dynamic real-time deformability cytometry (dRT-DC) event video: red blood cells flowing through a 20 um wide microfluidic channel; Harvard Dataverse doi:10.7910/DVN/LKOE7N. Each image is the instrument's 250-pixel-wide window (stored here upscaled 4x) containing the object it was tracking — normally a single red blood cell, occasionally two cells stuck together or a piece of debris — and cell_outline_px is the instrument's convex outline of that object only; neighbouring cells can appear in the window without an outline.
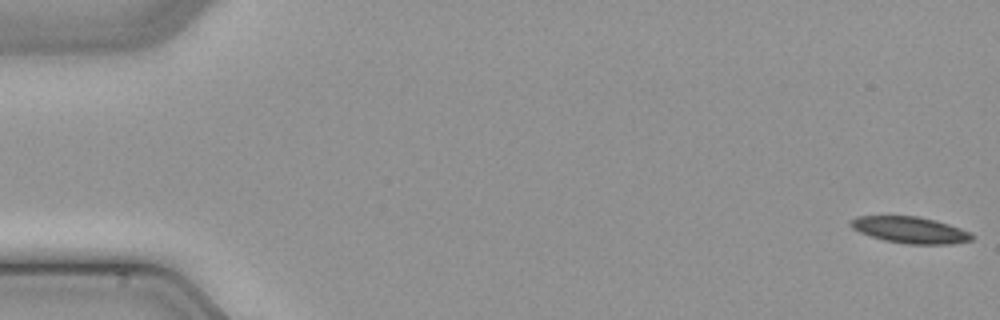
{"species": "common noctule bat (a hibernating species)", "species_latin": "Nyctalus noctula", "temperature_condition": "cold", "stored_images_in_passage": 50, "camera_frame_rate_fps": 3000, "um_per_image_px": 0.085, "animal": {"sex": "male", "body_mass_g": 21.5, "forearm_length_mm": 52.0}, "frame": {"image": 1, "passage_image": 1, "time_ms": 0.0, "image_size_px": [1000, 320], "cell_outline_px": [[972, 240], [952, 244], [908, 244], [884, 240], [860, 232], [852, 228], [848, 224], [848, 220], [856, 216], [920, 216], [936, 220], [972, 232]], "centroid_in_image_um": [77.35, 19.53], "position_along_channel_um": 7.7, "area_um2": 18.79}}
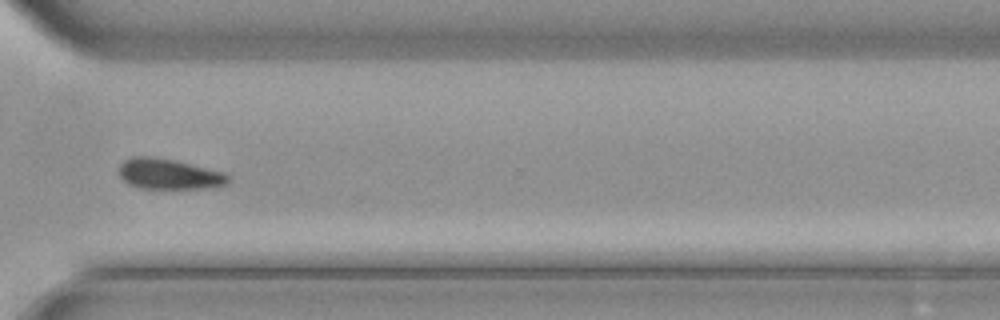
{"frame": {"image": 2, "passage_image": 37, "time_ms": 12.0, "image_size_px": [1000, 320], "cell_outline_px": [[232, 180], [228, 184], [212, 188], [140, 188], [128, 184], [116, 172], [120, 164], [124, 160], [132, 156], [152, 156], [172, 160], [224, 172], [232, 176]], "centroid_in_image_um": [14.37, 14.8], "position_along_channel_um": 356.2, "area_um2": 19.65}}
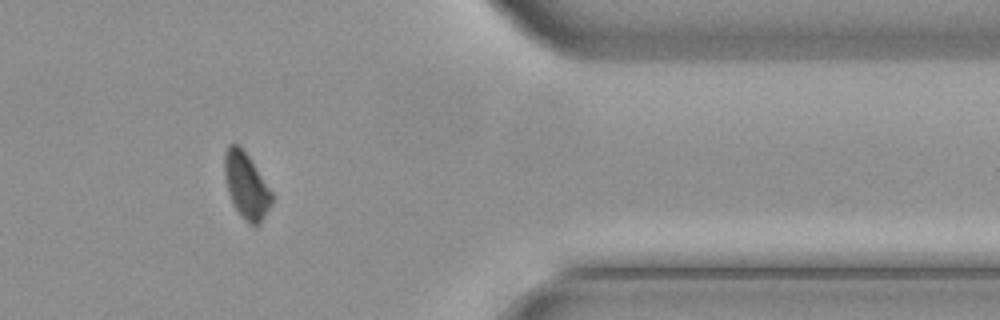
{"frame": {"image": 3, "passage_image": 41, "time_ms": 13.333, "image_size_px": [1000, 320], "cell_outline_px": [[272, 200], [260, 224], [248, 224], [236, 208], [228, 192], [224, 176], [224, 152], [228, 144], [240, 144], [272, 192]], "centroid_in_image_um": [20.9, 15.73], "position_along_channel_um": 390.5, "area_um2": 17.8}}